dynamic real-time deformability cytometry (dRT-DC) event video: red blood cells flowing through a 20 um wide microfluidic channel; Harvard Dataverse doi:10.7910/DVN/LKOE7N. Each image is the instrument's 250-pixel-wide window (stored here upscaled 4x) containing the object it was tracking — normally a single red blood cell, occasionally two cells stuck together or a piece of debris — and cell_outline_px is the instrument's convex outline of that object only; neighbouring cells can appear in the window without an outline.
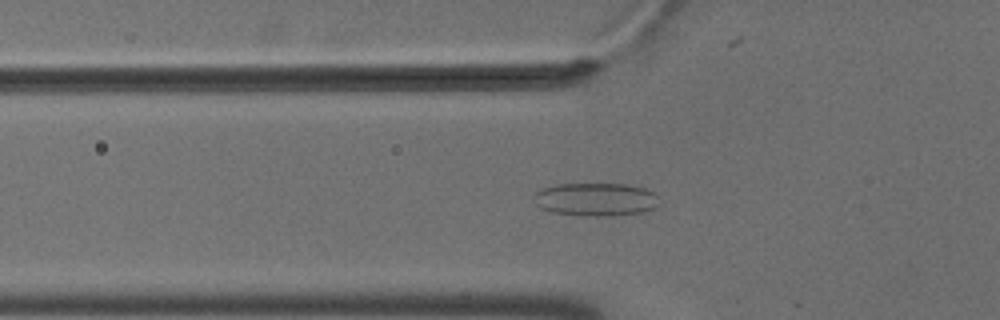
{"species": "common noctule bat (a hibernating species)", "species_latin": "Nyctalus noctula", "temperature_condition": "cold", "stored_images_in_passage": 47, "camera_frame_rate_fps": 3000, "um_per_image_px": 0.085, "animal": {"sex": "male", "body_mass_g": 18.8}, "frame": {"image": 1, "passage_image": 11, "time_ms": 3.333, "image_size_px": [1000, 320], "cell_outline_px": [[660, 204], [656, 208], [644, 212], [608, 216], [588, 216], [548, 212], [540, 208], [536, 204], [536, 192], [544, 188], [556, 184], [624, 184], [644, 188], [652, 192], [656, 196]], "centroid_in_image_um": [50.66, 16.96], "position_along_channel_um": 75.1, "area_um2": 24.22}}
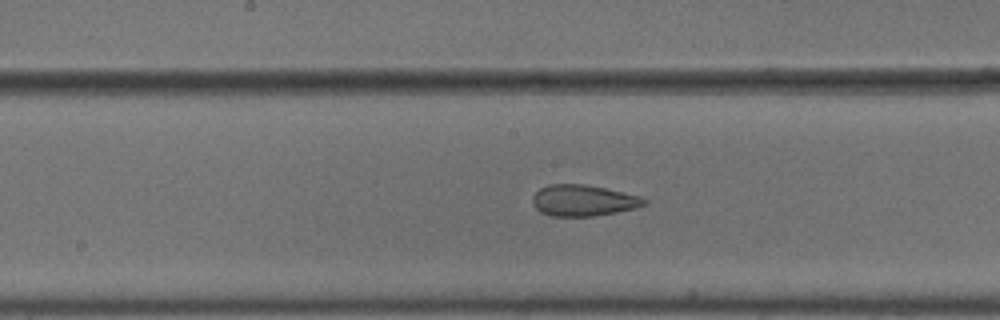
{"frame": {"image": 2, "passage_image": 21, "time_ms": 6.667, "image_size_px": [1000, 320], "cell_outline_px": [[648, 204], [636, 208], [616, 212], [592, 216], [548, 216], [540, 212], [532, 204], [532, 196], [540, 188], [548, 184], [584, 184], [604, 188], [640, 196], [648, 200]], "centroid_in_image_um": [49.56, 17.04], "position_along_channel_um": 198.6, "area_um2": 20.4}}
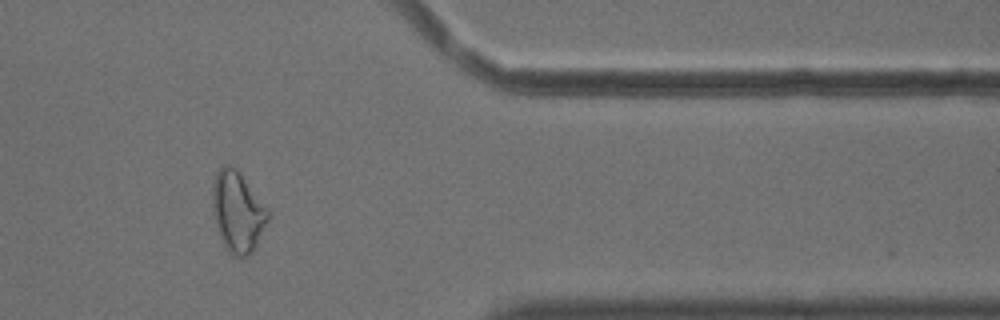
{"frame": {"image": 3, "passage_image": 38, "time_ms": 12.333, "image_size_px": [1000, 320], "cell_outline_px": [[268, 220], [252, 252], [248, 256], [240, 260], [232, 256], [224, 244], [220, 236], [216, 224], [212, 204], [212, 184], [216, 172], [224, 164], [228, 164], [236, 168], [240, 172], [268, 212]], "centroid_in_image_um": [20.16, 18.01], "position_along_channel_um": 391.2, "area_um2": 25.72}, "authors_computed_cell_mechanics": {"area_um2": 22.6576, "velocity_mm_per_s": 3.6686, "shape_relaxation_time_tau1_ms": null, "shape_relaxation_time_tau2_ms": 1.6064, "deformation_change_tau1": null, "deformation_change_tau2": 0.089}}